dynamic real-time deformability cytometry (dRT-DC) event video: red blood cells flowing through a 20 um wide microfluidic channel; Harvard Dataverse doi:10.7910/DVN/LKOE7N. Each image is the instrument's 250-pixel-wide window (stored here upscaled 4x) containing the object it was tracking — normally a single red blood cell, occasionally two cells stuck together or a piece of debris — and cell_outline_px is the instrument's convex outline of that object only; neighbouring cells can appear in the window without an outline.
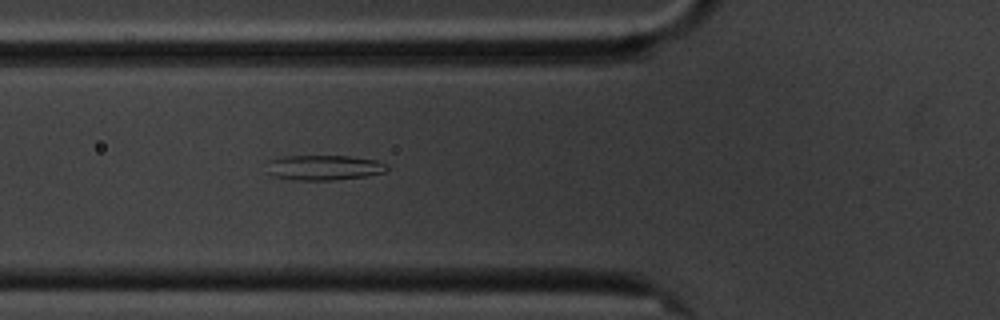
{"species": "common noctule bat (a hibernating species)", "species_latin": "Nyctalus noctula", "temperature_condition": "cold", "stored_images_in_passage": 2, "camera_frame_rate_fps": 3000, "um_per_image_px": 0.085, "animal": {"sex": "male", "body_mass_g": 20.1, "forearm_length_mm": 53.5}, "frame": {"image": 1, "passage_image": 2, "time_ms": 1.0, "image_size_px": [1000, 320], "cell_outline_px": [[388, 168], [384, 172], [364, 176], [332, 180], [292, 180], [272, 176], [268, 172], [268, 160], [284, 156], [348, 156], [376, 160], [388, 164]], "centroid_in_image_um": [27.51, 14.24], "position_along_channel_um": 98.3, "area_um2": 17.57}}